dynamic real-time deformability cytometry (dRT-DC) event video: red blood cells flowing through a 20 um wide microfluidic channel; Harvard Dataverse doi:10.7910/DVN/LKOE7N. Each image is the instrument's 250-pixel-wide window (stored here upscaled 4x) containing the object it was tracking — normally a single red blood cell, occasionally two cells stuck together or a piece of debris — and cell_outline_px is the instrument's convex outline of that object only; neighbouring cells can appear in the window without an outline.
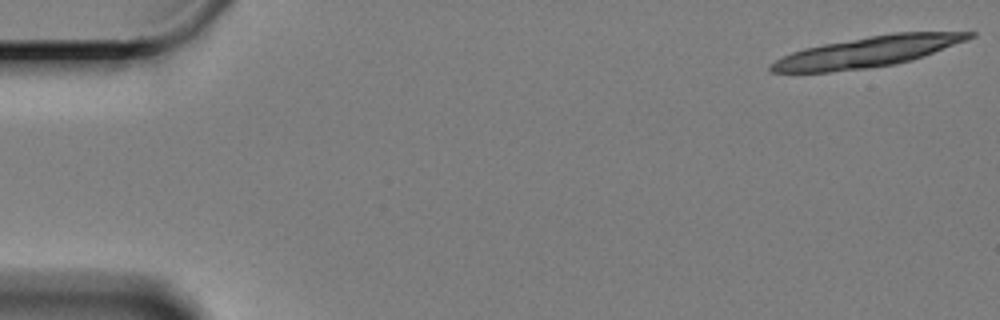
{"species": "Egyptian fruit bat (a non-hibernating species)", "species_latin": "Rousettus aegyptiacus", "temperature_condition": "cold", "stored_images_in_passage": 22, "segment_of_instrument_passage": [1, 2], "camera_frame_rate_fps": 3000, "um_per_image_px": 0.085, "animal": {"sex": "female"}, "frame": {"image": 1, "passage_image": 1, "time_ms": 0.0, "image_size_px": [1000, 320], "cell_outline_px": [[976, 36], [912, 60], [896, 64], [864, 68], [828, 72], [772, 72], [768, 68], [768, 64], [792, 52], [804, 48], [824, 44], [868, 36], [892, 32], [976, 32]], "centroid_in_image_um": [73.72, 4.4], "position_along_channel_um": 11.3, "area_um2": 34.91}}